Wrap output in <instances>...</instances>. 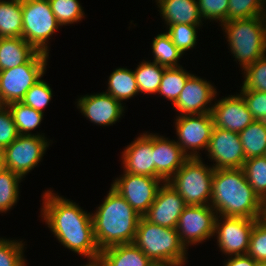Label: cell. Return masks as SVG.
I'll return each mask as SVG.
<instances>
[{
	"instance_id": "obj_1",
	"label": "cell",
	"mask_w": 266,
	"mask_h": 266,
	"mask_svg": "<svg viewBox=\"0 0 266 266\" xmlns=\"http://www.w3.org/2000/svg\"><path fill=\"white\" fill-rule=\"evenodd\" d=\"M45 191L41 216L65 248L89 259L100 256L93 232V223L90 213L75 202Z\"/></svg>"
},
{
	"instance_id": "obj_2",
	"label": "cell",
	"mask_w": 266,
	"mask_h": 266,
	"mask_svg": "<svg viewBox=\"0 0 266 266\" xmlns=\"http://www.w3.org/2000/svg\"><path fill=\"white\" fill-rule=\"evenodd\" d=\"M210 206L225 217L260 219L263 201L249 185L242 168L215 169Z\"/></svg>"
},
{
	"instance_id": "obj_3",
	"label": "cell",
	"mask_w": 266,
	"mask_h": 266,
	"mask_svg": "<svg viewBox=\"0 0 266 266\" xmlns=\"http://www.w3.org/2000/svg\"><path fill=\"white\" fill-rule=\"evenodd\" d=\"M96 245L100 251L111 246L133 243L141 216L112 187L91 214Z\"/></svg>"
},
{
	"instance_id": "obj_4",
	"label": "cell",
	"mask_w": 266,
	"mask_h": 266,
	"mask_svg": "<svg viewBox=\"0 0 266 266\" xmlns=\"http://www.w3.org/2000/svg\"><path fill=\"white\" fill-rule=\"evenodd\" d=\"M133 243L153 263H170L181 266L186 263L187 249L180 242L175 228L156 225L144 217H140Z\"/></svg>"
},
{
	"instance_id": "obj_5",
	"label": "cell",
	"mask_w": 266,
	"mask_h": 266,
	"mask_svg": "<svg viewBox=\"0 0 266 266\" xmlns=\"http://www.w3.org/2000/svg\"><path fill=\"white\" fill-rule=\"evenodd\" d=\"M221 27L225 30L231 54L242 66V70L266 54L263 16L227 21Z\"/></svg>"
},
{
	"instance_id": "obj_6",
	"label": "cell",
	"mask_w": 266,
	"mask_h": 266,
	"mask_svg": "<svg viewBox=\"0 0 266 266\" xmlns=\"http://www.w3.org/2000/svg\"><path fill=\"white\" fill-rule=\"evenodd\" d=\"M202 158H189L167 181L184 199L186 205H210L214 168Z\"/></svg>"
},
{
	"instance_id": "obj_7",
	"label": "cell",
	"mask_w": 266,
	"mask_h": 266,
	"mask_svg": "<svg viewBox=\"0 0 266 266\" xmlns=\"http://www.w3.org/2000/svg\"><path fill=\"white\" fill-rule=\"evenodd\" d=\"M22 38L37 51L49 54L48 40L61 26L49 0H22Z\"/></svg>"
},
{
	"instance_id": "obj_8",
	"label": "cell",
	"mask_w": 266,
	"mask_h": 266,
	"mask_svg": "<svg viewBox=\"0 0 266 266\" xmlns=\"http://www.w3.org/2000/svg\"><path fill=\"white\" fill-rule=\"evenodd\" d=\"M49 54L38 51L27 63L0 71V105L20 102L46 72Z\"/></svg>"
},
{
	"instance_id": "obj_9",
	"label": "cell",
	"mask_w": 266,
	"mask_h": 266,
	"mask_svg": "<svg viewBox=\"0 0 266 266\" xmlns=\"http://www.w3.org/2000/svg\"><path fill=\"white\" fill-rule=\"evenodd\" d=\"M49 145L44 134L19 135L4 148L5 168L24 178L42 160Z\"/></svg>"
},
{
	"instance_id": "obj_10",
	"label": "cell",
	"mask_w": 266,
	"mask_h": 266,
	"mask_svg": "<svg viewBox=\"0 0 266 266\" xmlns=\"http://www.w3.org/2000/svg\"><path fill=\"white\" fill-rule=\"evenodd\" d=\"M175 121L176 143L189 158H200L198 153L207 150L214 127L212 113L177 116Z\"/></svg>"
},
{
	"instance_id": "obj_11",
	"label": "cell",
	"mask_w": 266,
	"mask_h": 266,
	"mask_svg": "<svg viewBox=\"0 0 266 266\" xmlns=\"http://www.w3.org/2000/svg\"><path fill=\"white\" fill-rule=\"evenodd\" d=\"M123 173L121 177L115 179L111 187L126 200L139 216L143 217L154 202L160 185L164 181L145 175Z\"/></svg>"
},
{
	"instance_id": "obj_12",
	"label": "cell",
	"mask_w": 266,
	"mask_h": 266,
	"mask_svg": "<svg viewBox=\"0 0 266 266\" xmlns=\"http://www.w3.org/2000/svg\"><path fill=\"white\" fill-rule=\"evenodd\" d=\"M216 211L210 205H187L179 217L176 231L186 249L213 237Z\"/></svg>"
},
{
	"instance_id": "obj_13",
	"label": "cell",
	"mask_w": 266,
	"mask_h": 266,
	"mask_svg": "<svg viewBox=\"0 0 266 266\" xmlns=\"http://www.w3.org/2000/svg\"><path fill=\"white\" fill-rule=\"evenodd\" d=\"M220 218V220H219ZM257 219L216 216L214 234L224 254L228 256L248 253L251 231Z\"/></svg>"
},
{
	"instance_id": "obj_14",
	"label": "cell",
	"mask_w": 266,
	"mask_h": 266,
	"mask_svg": "<svg viewBox=\"0 0 266 266\" xmlns=\"http://www.w3.org/2000/svg\"><path fill=\"white\" fill-rule=\"evenodd\" d=\"M207 152L214 169L242 168L245 162L239 133L218 127H213Z\"/></svg>"
},
{
	"instance_id": "obj_15",
	"label": "cell",
	"mask_w": 266,
	"mask_h": 266,
	"mask_svg": "<svg viewBox=\"0 0 266 266\" xmlns=\"http://www.w3.org/2000/svg\"><path fill=\"white\" fill-rule=\"evenodd\" d=\"M215 90L210 82L192 74L173 105L180 113L178 116L211 113V102L217 96Z\"/></svg>"
},
{
	"instance_id": "obj_16",
	"label": "cell",
	"mask_w": 266,
	"mask_h": 266,
	"mask_svg": "<svg viewBox=\"0 0 266 266\" xmlns=\"http://www.w3.org/2000/svg\"><path fill=\"white\" fill-rule=\"evenodd\" d=\"M186 206L177 191L168 182H163L154 202L143 217L150 223L176 229L179 217Z\"/></svg>"
},
{
	"instance_id": "obj_17",
	"label": "cell",
	"mask_w": 266,
	"mask_h": 266,
	"mask_svg": "<svg viewBox=\"0 0 266 266\" xmlns=\"http://www.w3.org/2000/svg\"><path fill=\"white\" fill-rule=\"evenodd\" d=\"M214 127L240 133L254 118L241 94L229 95L215 102L212 108Z\"/></svg>"
},
{
	"instance_id": "obj_18",
	"label": "cell",
	"mask_w": 266,
	"mask_h": 266,
	"mask_svg": "<svg viewBox=\"0 0 266 266\" xmlns=\"http://www.w3.org/2000/svg\"><path fill=\"white\" fill-rule=\"evenodd\" d=\"M123 104L110 94L102 92L85 95L78 99L77 107L91 122L100 126H109L123 116Z\"/></svg>"
},
{
	"instance_id": "obj_19",
	"label": "cell",
	"mask_w": 266,
	"mask_h": 266,
	"mask_svg": "<svg viewBox=\"0 0 266 266\" xmlns=\"http://www.w3.org/2000/svg\"><path fill=\"white\" fill-rule=\"evenodd\" d=\"M155 178L167 182L189 159L175 140L152 134Z\"/></svg>"
},
{
	"instance_id": "obj_20",
	"label": "cell",
	"mask_w": 266,
	"mask_h": 266,
	"mask_svg": "<svg viewBox=\"0 0 266 266\" xmlns=\"http://www.w3.org/2000/svg\"><path fill=\"white\" fill-rule=\"evenodd\" d=\"M125 173L155 177L152 133L138 136L122 152Z\"/></svg>"
},
{
	"instance_id": "obj_21",
	"label": "cell",
	"mask_w": 266,
	"mask_h": 266,
	"mask_svg": "<svg viewBox=\"0 0 266 266\" xmlns=\"http://www.w3.org/2000/svg\"><path fill=\"white\" fill-rule=\"evenodd\" d=\"M167 27L174 24L203 25L197 0H156Z\"/></svg>"
},
{
	"instance_id": "obj_22",
	"label": "cell",
	"mask_w": 266,
	"mask_h": 266,
	"mask_svg": "<svg viewBox=\"0 0 266 266\" xmlns=\"http://www.w3.org/2000/svg\"><path fill=\"white\" fill-rule=\"evenodd\" d=\"M103 266H152L154 263L134 243L115 245L100 251Z\"/></svg>"
},
{
	"instance_id": "obj_23",
	"label": "cell",
	"mask_w": 266,
	"mask_h": 266,
	"mask_svg": "<svg viewBox=\"0 0 266 266\" xmlns=\"http://www.w3.org/2000/svg\"><path fill=\"white\" fill-rule=\"evenodd\" d=\"M37 52L22 37L0 38V71L27 63Z\"/></svg>"
},
{
	"instance_id": "obj_24",
	"label": "cell",
	"mask_w": 266,
	"mask_h": 266,
	"mask_svg": "<svg viewBox=\"0 0 266 266\" xmlns=\"http://www.w3.org/2000/svg\"><path fill=\"white\" fill-rule=\"evenodd\" d=\"M22 0H0V38L22 37Z\"/></svg>"
},
{
	"instance_id": "obj_25",
	"label": "cell",
	"mask_w": 266,
	"mask_h": 266,
	"mask_svg": "<svg viewBox=\"0 0 266 266\" xmlns=\"http://www.w3.org/2000/svg\"><path fill=\"white\" fill-rule=\"evenodd\" d=\"M245 160L261 157L266 152V124L264 121L254 120L239 133Z\"/></svg>"
},
{
	"instance_id": "obj_26",
	"label": "cell",
	"mask_w": 266,
	"mask_h": 266,
	"mask_svg": "<svg viewBox=\"0 0 266 266\" xmlns=\"http://www.w3.org/2000/svg\"><path fill=\"white\" fill-rule=\"evenodd\" d=\"M105 93L120 102L139 94L134 71L124 67L116 68L109 76L108 89Z\"/></svg>"
},
{
	"instance_id": "obj_27",
	"label": "cell",
	"mask_w": 266,
	"mask_h": 266,
	"mask_svg": "<svg viewBox=\"0 0 266 266\" xmlns=\"http://www.w3.org/2000/svg\"><path fill=\"white\" fill-rule=\"evenodd\" d=\"M165 68L166 67L156 62H141L138 67L133 70L139 93H157Z\"/></svg>"
},
{
	"instance_id": "obj_28",
	"label": "cell",
	"mask_w": 266,
	"mask_h": 266,
	"mask_svg": "<svg viewBox=\"0 0 266 266\" xmlns=\"http://www.w3.org/2000/svg\"><path fill=\"white\" fill-rule=\"evenodd\" d=\"M191 75L182 66L165 68L157 93L174 105Z\"/></svg>"
},
{
	"instance_id": "obj_29",
	"label": "cell",
	"mask_w": 266,
	"mask_h": 266,
	"mask_svg": "<svg viewBox=\"0 0 266 266\" xmlns=\"http://www.w3.org/2000/svg\"><path fill=\"white\" fill-rule=\"evenodd\" d=\"M10 110L19 135H31L43 119V113L24 105L22 102H12L6 105Z\"/></svg>"
},
{
	"instance_id": "obj_30",
	"label": "cell",
	"mask_w": 266,
	"mask_h": 266,
	"mask_svg": "<svg viewBox=\"0 0 266 266\" xmlns=\"http://www.w3.org/2000/svg\"><path fill=\"white\" fill-rule=\"evenodd\" d=\"M152 53L154 54L153 62L158 63L166 68L180 67L179 59L182 52L172 43L167 33L158 34L152 42Z\"/></svg>"
},
{
	"instance_id": "obj_31",
	"label": "cell",
	"mask_w": 266,
	"mask_h": 266,
	"mask_svg": "<svg viewBox=\"0 0 266 266\" xmlns=\"http://www.w3.org/2000/svg\"><path fill=\"white\" fill-rule=\"evenodd\" d=\"M242 169L254 192L262 201L266 200V157L249 158Z\"/></svg>"
},
{
	"instance_id": "obj_32",
	"label": "cell",
	"mask_w": 266,
	"mask_h": 266,
	"mask_svg": "<svg viewBox=\"0 0 266 266\" xmlns=\"http://www.w3.org/2000/svg\"><path fill=\"white\" fill-rule=\"evenodd\" d=\"M23 177L9 169L0 170V212H7L19 199V183Z\"/></svg>"
},
{
	"instance_id": "obj_33",
	"label": "cell",
	"mask_w": 266,
	"mask_h": 266,
	"mask_svg": "<svg viewBox=\"0 0 266 266\" xmlns=\"http://www.w3.org/2000/svg\"><path fill=\"white\" fill-rule=\"evenodd\" d=\"M49 4L61 26L79 22L85 17L78 0H49Z\"/></svg>"
},
{
	"instance_id": "obj_34",
	"label": "cell",
	"mask_w": 266,
	"mask_h": 266,
	"mask_svg": "<svg viewBox=\"0 0 266 266\" xmlns=\"http://www.w3.org/2000/svg\"><path fill=\"white\" fill-rule=\"evenodd\" d=\"M266 0H229L227 21L263 16Z\"/></svg>"
},
{
	"instance_id": "obj_35",
	"label": "cell",
	"mask_w": 266,
	"mask_h": 266,
	"mask_svg": "<svg viewBox=\"0 0 266 266\" xmlns=\"http://www.w3.org/2000/svg\"><path fill=\"white\" fill-rule=\"evenodd\" d=\"M200 25L174 24L170 25L166 33L170 36L172 43L182 52L192 49L196 45L197 29Z\"/></svg>"
},
{
	"instance_id": "obj_36",
	"label": "cell",
	"mask_w": 266,
	"mask_h": 266,
	"mask_svg": "<svg viewBox=\"0 0 266 266\" xmlns=\"http://www.w3.org/2000/svg\"><path fill=\"white\" fill-rule=\"evenodd\" d=\"M244 81L241 90L266 92V54L244 69Z\"/></svg>"
},
{
	"instance_id": "obj_37",
	"label": "cell",
	"mask_w": 266,
	"mask_h": 266,
	"mask_svg": "<svg viewBox=\"0 0 266 266\" xmlns=\"http://www.w3.org/2000/svg\"><path fill=\"white\" fill-rule=\"evenodd\" d=\"M52 95L50 85L40 79L25 93L24 98L20 102L36 111L44 113L43 108L49 104Z\"/></svg>"
},
{
	"instance_id": "obj_38",
	"label": "cell",
	"mask_w": 266,
	"mask_h": 266,
	"mask_svg": "<svg viewBox=\"0 0 266 266\" xmlns=\"http://www.w3.org/2000/svg\"><path fill=\"white\" fill-rule=\"evenodd\" d=\"M22 242L0 238V266H26Z\"/></svg>"
},
{
	"instance_id": "obj_39",
	"label": "cell",
	"mask_w": 266,
	"mask_h": 266,
	"mask_svg": "<svg viewBox=\"0 0 266 266\" xmlns=\"http://www.w3.org/2000/svg\"><path fill=\"white\" fill-rule=\"evenodd\" d=\"M255 261H266V222L257 219L251 231L247 253Z\"/></svg>"
},
{
	"instance_id": "obj_40",
	"label": "cell",
	"mask_w": 266,
	"mask_h": 266,
	"mask_svg": "<svg viewBox=\"0 0 266 266\" xmlns=\"http://www.w3.org/2000/svg\"><path fill=\"white\" fill-rule=\"evenodd\" d=\"M202 19L227 22L229 0H197Z\"/></svg>"
},
{
	"instance_id": "obj_41",
	"label": "cell",
	"mask_w": 266,
	"mask_h": 266,
	"mask_svg": "<svg viewBox=\"0 0 266 266\" xmlns=\"http://www.w3.org/2000/svg\"><path fill=\"white\" fill-rule=\"evenodd\" d=\"M249 112L254 120H266V92L256 90H240Z\"/></svg>"
},
{
	"instance_id": "obj_42",
	"label": "cell",
	"mask_w": 266,
	"mask_h": 266,
	"mask_svg": "<svg viewBox=\"0 0 266 266\" xmlns=\"http://www.w3.org/2000/svg\"><path fill=\"white\" fill-rule=\"evenodd\" d=\"M19 136L10 110L0 105V147H8Z\"/></svg>"
},
{
	"instance_id": "obj_43",
	"label": "cell",
	"mask_w": 266,
	"mask_h": 266,
	"mask_svg": "<svg viewBox=\"0 0 266 266\" xmlns=\"http://www.w3.org/2000/svg\"><path fill=\"white\" fill-rule=\"evenodd\" d=\"M228 261H225V266H256V262L248 254L230 256Z\"/></svg>"
},
{
	"instance_id": "obj_44",
	"label": "cell",
	"mask_w": 266,
	"mask_h": 266,
	"mask_svg": "<svg viewBox=\"0 0 266 266\" xmlns=\"http://www.w3.org/2000/svg\"><path fill=\"white\" fill-rule=\"evenodd\" d=\"M83 266H103L101 260L98 258L95 259H89V263Z\"/></svg>"
},
{
	"instance_id": "obj_45",
	"label": "cell",
	"mask_w": 266,
	"mask_h": 266,
	"mask_svg": "<svg viewBox=\"0 0 266 266\" xmlns=\"http://www.w3.org/2000/svg\"><path fill=\"white\" fill-rule=\"evenodd\" d=\"M5 168L4 162V148L0 147V170Z\"/></svg>"
},
{
	"instance_id": "obj_46",
	"label": "cell",
	"mask_w": 266,
	"mask_h": 266,
	"mask_svg": "<svg viewBox=\"0 0 266 266\" xmlns=\"http://www.w3.org/2000/svg\"><path fill=\"white\" fill-rule=\"evenodd\" d=\"M152 266H181V265L170 264V263H154Z\"/></svg>"
},
{
	"instance_id": "obj_47",
	"label": "cell",
	"mask_w": 266,
	"mask_h": 266,
	"mask_svg": "<svg viewBox=\"0 0 266 266\" xmlns=\"http://www.w3.org/2000/svg\"><path fill=\"white\" fill-rule=\"evenodd\" d=\"M262 219L266 222V200L263 201V214Z\"/></svg>"
},
{
	"instance_id": "obj_48",
	"label": "cell",
	"mask_w": 266,
	"mask_h": 266,
	"mask_svg": "<svg viewBox=\"0 0 266 266\" xmlns=\"http://www.w3.org/2000/svg\"><path fill=\"white\" fill-rule=\"evenodd\" d=\"M256 266H266V261H257Z\"/></svg>"
},
{
	"instance_id": "obj_49",
	"label": "cell",
	"mask_w": 266,
	"mask_h": 266,
	"mask_svg": "<svg viewBox=\"0 0 266 266\" xmlns=\"http://www.w3.org/2000/svg\"><path fill=\"white\" fill-rule=\"evenodd\" d=\"M263 18H264V21H265V27H266V7H265V9H264Z\"/></svg>"
}]
</instances>
